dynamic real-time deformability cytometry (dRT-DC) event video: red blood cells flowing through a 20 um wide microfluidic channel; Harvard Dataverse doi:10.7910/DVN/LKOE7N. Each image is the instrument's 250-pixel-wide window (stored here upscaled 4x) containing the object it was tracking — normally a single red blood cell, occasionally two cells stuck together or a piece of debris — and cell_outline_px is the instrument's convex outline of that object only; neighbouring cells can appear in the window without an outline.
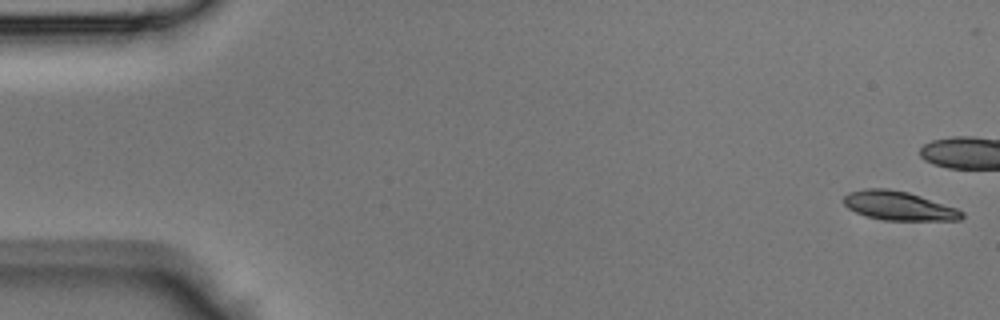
{"species": "Egyptian fruit bat (a non-hibernating species)", "species_latin": "Rousettus aegyptiacus", "temperature_condition": "room temperature", "stored_images_in_passage": 45, "camera_frame_rate_fps": 3000, "um_per_image_px": 0.085, "animal": {"sex": "male"}, "frame": {"image": 1, "passage_image": 1, "time_ms": 0.0, "image_size_px": [1000, 320], "cell_outline_px": [[964, 216], [960, 220], [884, 220], [868, 216], [856, 212], [848, 208], [844, 204], [844, 196], [848, 192], [864, 188], [888, 188], [908, 192], [956, 208], [964, 212]], "centroid_in_image_um": [76.38, 17.48], "position_along_channel_um": 8.6, "area_um2": 19.83}}
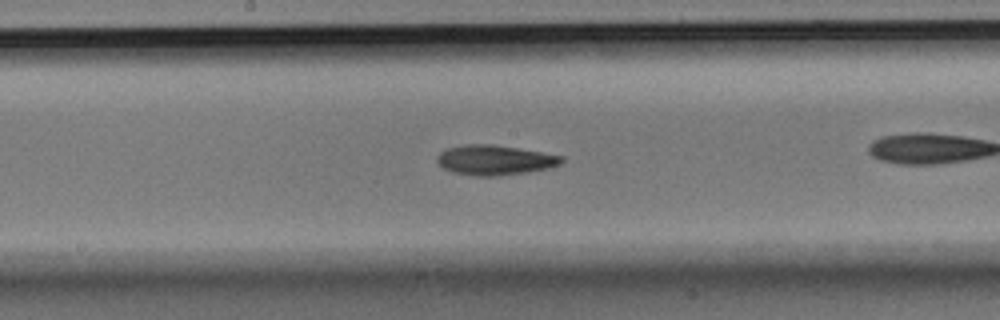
{"frame": {"image": 2, "passage_image": 23, "time_ms": 7.333, "image_size_px": [1000, 320], "cell_outline_px": [[564, 160], [560, 164], [548, 168], [528, 172], [500, 176], [472, 176], [452, 172], [444, 168], [436, 160], [436, 156], [440, 152], [448, 148], [464, 144], [492, 144], [564, 156]], "centroid_in_image_um": [42.04, 13.61], "position_along_channel_um": 206.2, "area_um2": 21.73}}
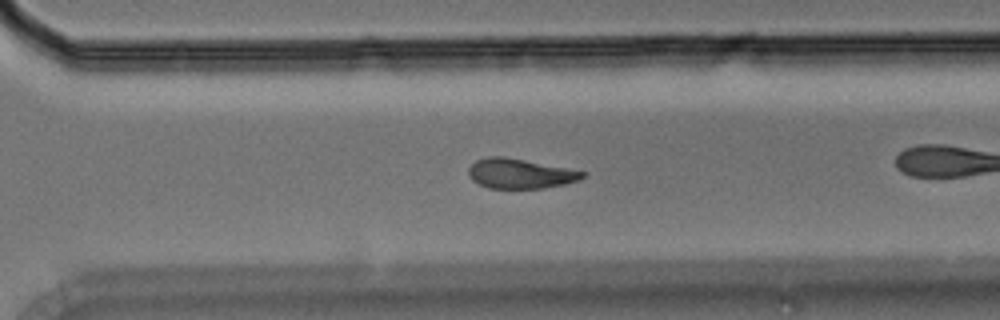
{"frame": {"image": 3, "passage_image": 31, "time_ms": 10.0, "image_size_px": [1000, 320], "cell_outline_px": [[584, 176], [580, 180], [564, 184], [544, 188], [488, 188], [472, 180], [468, 176], [468, 168], [476, 160], [488, 156], [504, 156], [584, 172]], "centroid_in_image_um": [44.14, 14.76], "position_along_channel_um": 326.5, "area_um2": 19.54}}